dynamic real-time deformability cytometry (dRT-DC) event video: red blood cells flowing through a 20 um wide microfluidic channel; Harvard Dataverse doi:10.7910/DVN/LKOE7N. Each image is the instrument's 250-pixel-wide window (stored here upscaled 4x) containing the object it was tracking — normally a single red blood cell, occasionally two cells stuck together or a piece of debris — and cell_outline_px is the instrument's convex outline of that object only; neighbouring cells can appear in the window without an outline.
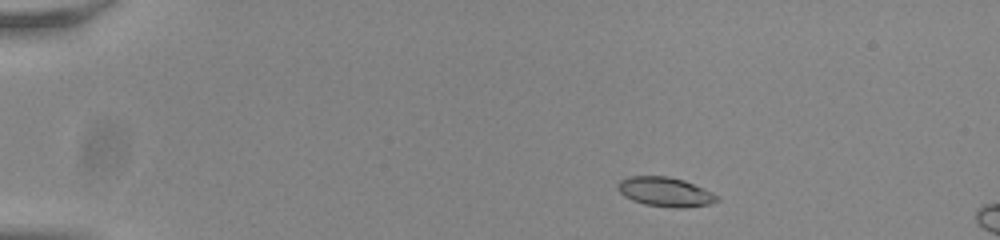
{"species": "common noctule bat (a hibernating species)", "species_latin": "Nyctalus noctula", "temperature_condition": "room temperature", "stored_images_in_passage": 11, "camera_frame_rate_fps": 3000, "um_per_image_px": 0.085, "animal": {"sex": "male", "body_mass_g": 20.0, "forearm_length_mm": 53.3}, "frame": {"image": 1, "passage_image": 4, "time_ms": 1.0, "image_size_px": [1000, 240], "cell_outline_px": [[720, 200], [708, 204], [680, 208], [672, 208], [644, 204], [632, 200], [624, 196], [616, 188], [616, 184], [620, 180], [632, 176], [668, 176], [684, 180], [704, 188], [720, 196]], "centroid_in_image_um": [56.54, 16.31], "position_along_channel_um": 28.5, "area_um2": 17.11}}